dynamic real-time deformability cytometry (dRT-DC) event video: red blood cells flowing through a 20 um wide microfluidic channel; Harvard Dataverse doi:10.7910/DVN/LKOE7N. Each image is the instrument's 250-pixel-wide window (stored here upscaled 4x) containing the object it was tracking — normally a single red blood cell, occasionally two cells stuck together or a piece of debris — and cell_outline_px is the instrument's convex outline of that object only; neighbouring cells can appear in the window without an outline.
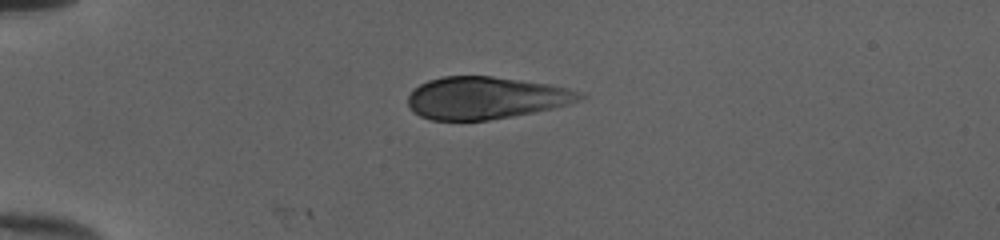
{"species": "human", "species_latin": "Homo sapiens", "temperature_condition": "cold", "stored_images_in_passage": 6, "camera_frame_rate_fps": 3000, "um_per_image_px": 0.085, "donor": {"sex": "female"}, "frame": {"image": 1, "passage_image": 1, "time_ms": 0.0, "image_size_px": [1000, 240], "cell_outline_px": [[588, 96], [580, 100], [568, 104], [552, 108], [512, 116], [488, 120], [432, 120], [420, 116], [412, 112], [408, 104], [408, 96], [412, 88], [428, 80], [444, 76], [492, 76], [548, 84], [568, 88], [580, 92]], "centroid_in_image_um": [41.25, 8.32], "position_along_channel_um": 43.7, "area_um2": 42.31}}